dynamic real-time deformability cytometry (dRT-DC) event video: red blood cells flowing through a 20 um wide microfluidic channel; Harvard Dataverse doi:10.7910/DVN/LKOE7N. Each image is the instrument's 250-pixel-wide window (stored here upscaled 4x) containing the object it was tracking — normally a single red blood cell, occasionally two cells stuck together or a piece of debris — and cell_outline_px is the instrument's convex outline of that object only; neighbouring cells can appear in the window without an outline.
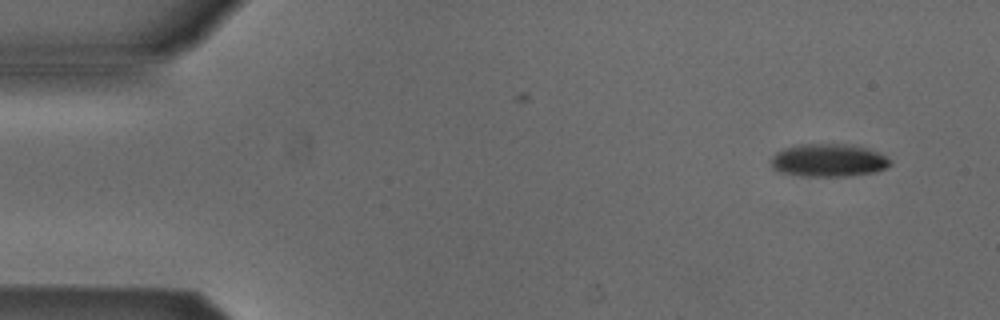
{"species": "Egyptian fruit bat (a non-hibernating species)", "species_latin": "Rousettus aegyptiacus", "temperature_condition": "cold", "stored_images_in_passage": 4, "camera_frame_rate_fps": 3000, "um_per_image_px": 0.085, "animal": {"sex": "male"}, "frame": {"image": 1, "passage_image": 1, "time_ms": 0.0, "image_size_px": [1000, 320], "cell_outline_px": [[892, 164], [876, 172], [848, 176], [800, 176], [780, 172], [772, 168], [772, 156], [776, 152], [784, 148], [800, 144], [844, 144], [864, 148], [876, 152], [892, 160]], "centroid_in_image_um": [70.4, 13.64], "position_along_channel_um": 14.6, "area_um2": 22.72}}
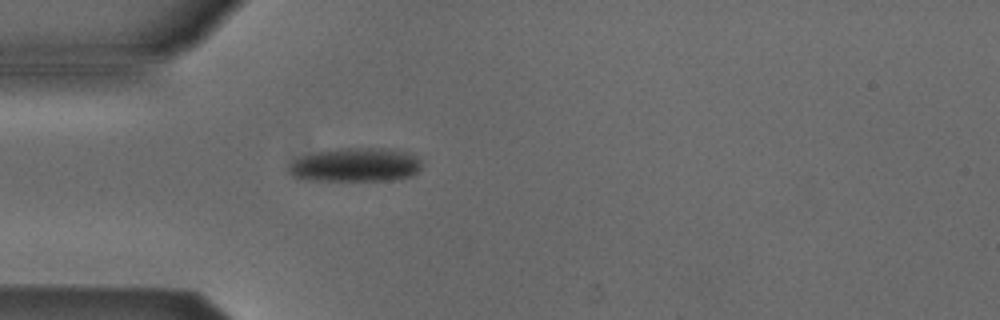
{"frame": {"image": 2, "passage_image": 4, "time_ms": 1.0, "image_size_px": [1000, 320], "cell_outline_px": [[420, 168], [412, 176], [392, 180], [312, 180], [292, 176], [288, 172], [288, 168], [296, 160], [304, 156], [316, 152], [348, 148], [388, 148], [404, 152], [416, 156], [420, 160]], "centroid_in_image_um": [30.25, 14.02], "position_along_channel_um": 54.7, "area_um2": 25.78}}